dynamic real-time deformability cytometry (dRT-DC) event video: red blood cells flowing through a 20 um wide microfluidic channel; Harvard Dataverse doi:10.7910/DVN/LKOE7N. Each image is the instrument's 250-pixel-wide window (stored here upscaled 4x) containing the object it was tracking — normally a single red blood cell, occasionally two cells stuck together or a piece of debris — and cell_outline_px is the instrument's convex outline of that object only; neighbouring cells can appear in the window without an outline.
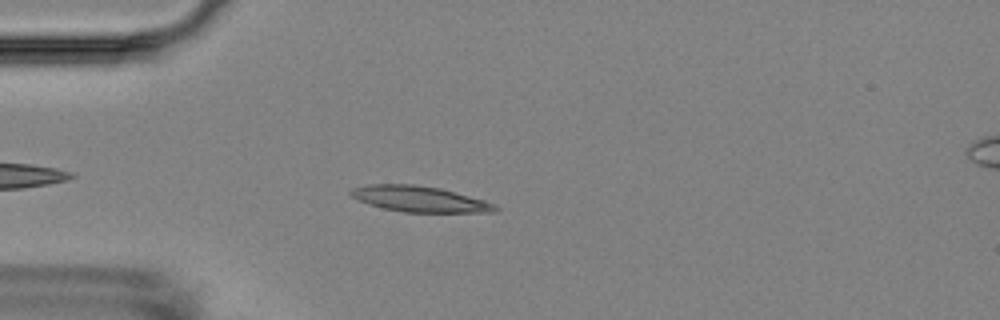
{"species": "Egyptian fruit bat (a non-hibernating species)", "species_latin": "Rousettus aegyptiacus", "temperature_condition": "room temperature", "stored_images_in_passage": 6, "camera_frame_rate_fps": 3000, "um_per_image_px": 0.085, "animal": {"sex": "female"}, "frame": {"image": 1, "passage_image": 5, "time_ms": 4.333, "image_size_px": [1000, 320], "cell_outline_px": [[500, 208], [496, 212], [404, 212], [384, 208], [368, 204], [352, 196], [348, 192], [352, 188], [368, 184], [412, 184], [440, 188], [484, 200]], "centroid_in_image_um": [35.65, 16.91], "position_along_channel_um": 49.4, "area_um2": 21.5}}